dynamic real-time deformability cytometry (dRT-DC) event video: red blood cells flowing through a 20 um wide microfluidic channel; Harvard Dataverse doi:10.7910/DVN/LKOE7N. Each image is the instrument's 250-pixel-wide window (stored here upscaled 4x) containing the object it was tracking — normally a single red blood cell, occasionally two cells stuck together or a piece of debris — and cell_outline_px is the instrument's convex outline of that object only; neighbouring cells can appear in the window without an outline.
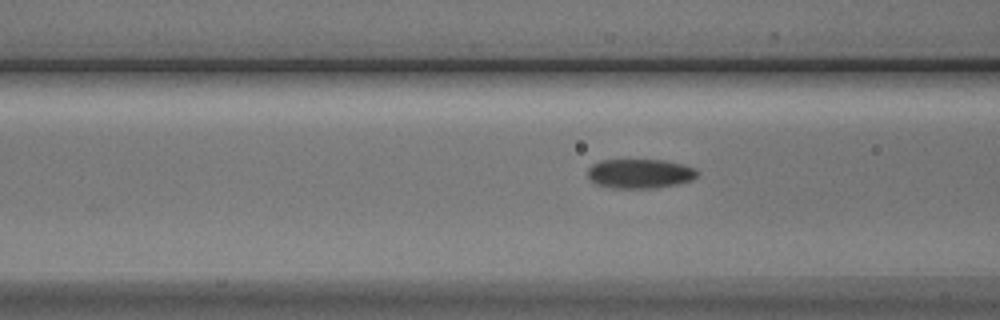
{"species": "Egyptian fruit bat (a non-hibernating species)", "species_latin": "Rousettus aegyptiacus", "temperature_condition": "cold", "stored_images_in_passage": 5, "segment_of_instrument_passage": [2, 2], "camera_frame_rate_fps": 3000, "um_per_image_px": 0.085, "animal": {"sex": "male"}, "frame": {"image": 1, "passage_image": 5, "time_ms": 4.667, "image_size_px": [1000, 320], "cell_outline_px": [[700, 172], [692, 180], [676, 184], [656, 188], [612, 188], [596, 184], [588, 176], [588, 168], [592, 164], [600, 160], [664, 160], [684, 164], [696, 168]], "centroid_in_image_um": [54.41, 14.75], "position_along_channel_um": 112.2, "area_um2": 18.9}}